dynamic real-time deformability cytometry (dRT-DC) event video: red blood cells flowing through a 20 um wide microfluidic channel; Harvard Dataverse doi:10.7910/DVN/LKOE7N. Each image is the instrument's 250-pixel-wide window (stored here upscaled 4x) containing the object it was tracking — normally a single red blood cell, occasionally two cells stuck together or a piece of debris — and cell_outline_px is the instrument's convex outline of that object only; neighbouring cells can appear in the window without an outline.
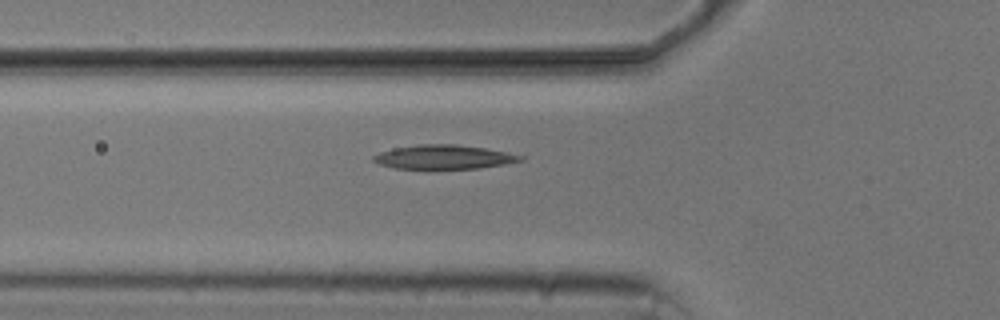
{"species": "common noctule bat (a hibernating species)", "species_latin": "Nyctalus noctula", "temperature_condition": "cold", "stored_images_in_passage": 6, "camera_frame_rate_fps": 3000, "um_per_image_px": 0.085, "animal": {"sex": "male", "body_mass_g": 20.5, "forearm_length_mm": 52.5}, "frame": {"image": 1, "passage_image": 6, "time_ms": 6.0, "image_size_px": [1000, 320], "cell_outline_px": [[524, 160], [504, 164], [480, 168], [392, 168], [380, 164], [372, 160], [372, 156], [380, 152], [392, 148], [420, 144], [456, 144], [484, 148], [508, 152], [524, 156]], "centroid_in_image_um": [37.72, 13.34], "position_along_channel_um": 88.1, "area_um2": 20.52}}